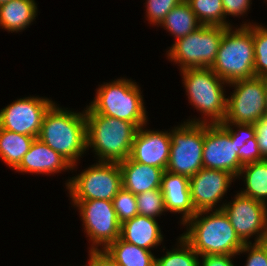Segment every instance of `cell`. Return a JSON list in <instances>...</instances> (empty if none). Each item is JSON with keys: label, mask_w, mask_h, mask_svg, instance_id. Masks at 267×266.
Listing matches in <instances>:
<instances>
[{"label": "cell", "mask_w": 267, "mask_h": 266, "mask_svg": "<svg viewBox=\"0 0 267 266\" xmlns=\"http://www.w3.org/2000/svg\"><path fill=\"white\" fill-rule=\"evenodd\" d=\"M182 225L181 237L199 256H236L244 246L222 209L198 211Z\"/></svg>", "instance_id": "1"}, {"label": "cell", "mask_w": 267, "mask_h": 266, "mask_svg": "<svg viewBox=\"0 0 267 266\" xmlns=\"http://www.w3.org/2000/svg\"><path fill=\"white\" fill-rule=\"evenodd\" d=\"M54 103L45 113L37 138L58 152L71 165L72 170L87 150V123L82 112L67 110Z\"/></svg>", "instance_id": "2"}, {"label": "cell", "mask_w": 267, "mask_h": 266, "mask_svg": "<svg viewBox=\"0 0 267 266\" xmlns=\"http://www.w3.org/2000/svg\"><path fill=\"white\" fill-rule=\"evenodd\" d=\"M87 150L92 148L98 162L120 163L130 156L138 127L128 121L95 113L86 107Z\"/></svg>", "instance_id": "3"}, {"label": "cell", "mask_w": 267, "mask_h": 266, "mask_svg": "<svg viewBox=\"0 0 267 266\" xmlns=\"http://www.w3.org/2000/svg\"><path fill=\"white\" fill-rule=\"evenodd\" d=\"M182 82L190 105L205 117L188 119L189 123H222L227 111L225 88L228 85L211 68L181 70ZM225 84V86H223ZM224 88V89H223ZM207 116V117H206ZM207 118V119H206Z\"/></svg>", "instance_id": "4"}, {"label": "cell", "mask_w": 267, "mask_h": 266, "mask_svg": "<svg viewBox=\"0 0 267 266\" xmlns=\"http://www.w3.org/2000/svg\"><path fill=\"white\" fill-rule=\"evenodd\" d=\"M252 23L227 27L211 69L228 84L255 77Z\"/></svg>", "instance_id": "5"}, {"label": "cell", "mask_w": 267, "mask_h": 266, "mask_svg": "<svg viewBox=\"0 0 267 266\" xmlns=\"http://www.w3.org/2000/svg\"><path fill=\"white\" fill-rule=\"evenodd\" d=\"M88 105L95 113L134 123L138 128L147 124V112L141 89L136 82L119 78L101 84Z\"/></svg>", "instance_id": "6"}, {"label": "cell", "mask_w": 267, "mask_h": 266, "mask_svg": "<svg viewBox=\"0 0 267 266\" xmlns=\"http://www.w3.org/2000/svg\"><path fill=\"white\" fill-rule=\"evenodd\" d=\"M227 27L202 25L171 45L167 57L180 66L188 68H211Z\"/></svg>", "instance_id": "7"}, {"label": "cell", "mask_w": 267, "mask_h": 266, "mask_svg": "<svg viewBox=\"0 0 267 266\" xmlns=\"http://www.w3.org/2000/svg\"><path fill=\"white\" fill-rule=\"evenodd\" d=\"M65 184L71 201H112L122 188V173L119 163L96 162Z\"/></svg>", "instance_id": "8"}, {"label": "cell", "mask_w": 267, "mask_h": 266, "mask_svg": "<svg viewBox=\"0 0 267 266\" xmlns=\"http://www.w3.org/2000/svg\"><path fill=\"white\" fill-rule=\"evenodd\" d=\"M169 133L171 145L166 171L190 178L203 168L204 123L184 121Z\"/></svg>", "instance_id": "9"}, {"label": "cell", "mask_w": 267, "mask_h": 266, "mask_svg": "<svg viewBox=\"0 0 267 266\" xmlns=\"http://www.w3.org/2000/svg\"><path fill=\"white\" fill-rule=\"evenodd\" d=\"M79 210L84 232L91 241V250H104L120 237L121 223L118 221L112 201H71Z\"/></svg>", "instance_id": "10"}, {"label": "cell", "mask_w": 267, "mask_h": 266, "mask_svg": "<svg viewBox=\"0 0 267 266\" xmlns=\"http://www.w3.org/2000/svg\"><path fill=\"white\" fill-rule=\"evenodd\" d=\"M228 86L235 90L227 97V111L222 123L255 124L263 118L266 78L238 80Z\"/></svg>", "instance_id": "11"}, {"label": "cell", "mask_w": 267, "mask_h": 266, "mask_svg": "<svg viewBox=\"0 0 267 266\" xmlns=\"http://www.w3.org/2000/svg\"><path fill=\"white\" fill-rule=\"evenodd\" d=\"M222 209L228 216L230 224L244 244L250 242L251 236H257L254 243L267 241V205L251 197L237 193L230 202L222 203Z\"/></svg>", "instance_id": "12"}, {"label": "cell", "mask_w": 267, "mask_h": 266, "mask_svg": "<svg viewBox=\"0 0 267 266\" xmlns=\"http://www.w3.org/2000/svg\"><path fill=\"white\" fill-rule=\"evenodd\" d=\"M54 103L39 96L17 99L0 110V128L37 138L44 115Z\"/></svg>", "instance_id": "13"}, {"label": "cell", "mask_w": 267, "mask_h": 266, "mask_svg": "<svg viewBox=\"0 0 267 266\" xmlns=\"http://www.w3.org/2000/svg\"><path fill=\"white\" fill-rule=\"evenodd\" d=\"M239 145L219 124L204 123L203 168L229 172L237 178L243 167L238 158Z\"/></svg>", "instance_id": "14"}, {"label": "cell", "mask_w": 267, "mask_h": 266, "mask_svg": "<svg viewBox=\"0 0 267 266\" xmlns=\"http://www.w3.org/2000/svg\"><path fill=\"white\" fill-rule=\"evenodd\" d=\"M234 179L237 178L229 172L207 168H201L190 177L189 189L195 211L218 210L217 203L222 201Z\"/></svg>", "instance_id": "15"}, {"label": "cell", "mask_w": 267, "mask_h": 266, "mask_svg": "<svg viewBox=\"0 0 267 266\" xmlns=\"http://www.w3.org/2000/svg\"><path fill=\"white\" fill-rule=\"evenodd\" d=\"M147 124L138 128L130 158L138 163L155 166L166 171L170 155L171 137L167 131L144 129Z\"/></svg>", "instance_id": "16"}, {"label": "cell", "mask_w": 267, "mask_h": 266, "mask_svg": "<svg viewBox=\"0 0 267 266\" xmlns=\"http://www.w3.org/2000/svg\"><path fill=\"white\" fill-rule=\"evenodd\" d=\"M72 170V165L58 152L50 148L39 138H35L29 151L15 169L18 172L36 174H55Z\"/></svg>", "instance_id": "17"}, {"label": "cell", "mask_w": 267, "mask_h": 266, "mask_svg": "<svg viewBox=\"0 0 267 266\" xmlns=\"http://www.w3.org/2000/svg\"><path fill=\"white\" fill-rule=\"evenodd\" d=\"M161 191L167 212L181 213V224L197 213L191 202L188 177L164 171Z\"/></svg>", "instance_id": "18"}, {"label": "cell", "mask_w": 267, "mask_h": 266, "mask_svg": "<svg viewBox=\"0 0 267 266\" xmlns=\"http://www.w3.org/2000/svg\"><path fill=\"white\" fill-rule=\"evenodd\" d=\"M119 166L122 173V187L133 194L161 189L163 169L138 163L130 157L120 162Z\"/></svg>", "instance_id": "19"}, {"label": "cell", "mask_w": 267, "mask_h": 266, "mask_svg": "<svg viewBox=\"0 0 267 266\" xmlns=\"http://www.w3.org/2000/svg\"><path fill=\"white\" fill-rule=\"evenodd\" d=\"M163 236L157 220L151 217L137 215L121 224L120 238L146 250L161 245Z\"/></svg>", "instance_id": "20"}, {"label": "cell", "mask_w": 267, "mask_h": 266, "mask_svg": "<svg viewBox=\"0 0 267 266\" xmlns=\"http://www.w3.org/2000/svg\"><path fill=\"white\" fill-rule=\"evenodd\" d=\"M35 0H11L0 5V27L7 32H22L36 19Z\"/></svg>", "instance_id": "21"}, {"label": "cell", "mask_w": 267, "mask_h": 266, "mask_svg": "<svg viewBox=\"0 0 267 266\" xmlns=\"http://www.w3.org/2000/svg\"><path fill=\"white\" fill-rule=\"evenodd\" d=\"M119 266H155L156 257L151 250L127 243L120 237L105 249Z\"/></svg>", "instance_id": "22"}, {"label": "cell", "mask_w": 267, "mask_h": 266, "mask_svg": "<svg viewBox=\"0 0 267 266\" xmlns=\"http://www.w3.org/2000/svg\"><path fill=\"white\" fill-rule=\"evenodd\" d=\"M240 176L246 187L239 193L267 205V159L243 165Z\"/></svg>", "instance_id": "23"}, {"label": "cell", "mask_w": 267, "mask_h": 266, "mask_svg": "<svg viewBox=\"0 0 267 266\" xmlns=\"http://www.w3.org/2000/svg\"><path fill=\"white\" fill-rule=\"evenodd\" d=\"M35 137L0 128V158L15 170L29 151Z\"/></svg>", "instance_id": "24"}, {"label": "cell", "mask_w": 267, "mask_h": 266, "mask_svg": "<svg viewBox=\"0 0 267 266\" xmlns=\"http://www.w3.org/2000/svg\"><path fill=\"white\" fill-rule=\"evenodd\" d=\"M160 26L171 33L175 40H178L197 30L202 24L189 4L183 0L166 15Z\"/></svg>", "instance_id": "25"}, {"label": "cell", "mask_w": 267, "mask_h": 266, "mask_svg": "<svg viewBox=\"0 0 267 266\" xmlns=\"http://www.w3.org/2000/svg\"><path fill=\"white\" fill-rule=\"evenodd\" d=\"M202 25L231 27L225 19L222 0H185ZM229 22V23H228Z\"/></svg>", "instance_id": "26"}, {"label": "cell", "mask_w": 267, "mask_h": 266, "mask_svg": "<svg viewBox=\"0 0 267 266\" xmlns=\"http://www.w3.org/2000/svg\"><path fill=\"white\" fill-rule=\"evenodd\" d=\"M176 248L167 250L162 257H156L155 266H200L199 255L180 236ZM199 258V259H198Z\"/></svg>", "instance_id": "27"}, {"label": "cell", "mask_w": 267, "mask_h": 266, "mask_svg": "<svg viewBox=\"0 0 267 266\" xmlns=\"http://www.w3.org/2000/svg\"><path fill=\"white\" fill-rule=\"evenodd\" d=\"M255 77L267 78V27L252 25Z\"/></svg>", "instance_id": "28"}, {"label": "cell", "mask_w": 267, "mask_h": 266, "mask_svg": "<svg viewBox=\"0 0 267 266\" xmlns=\"http://www.w3.org/2000/svg\"><path fill=\"white\" fill-rule=\"evenodd\" d=\"M138 215L156 219L166 212L161 189H152L136 195Z\"/></svg>", "instance_id": "29"}, {"label": "cell", "mask_w": 267, "mask_h": 266, "mask_svg": "<svg viewBox=\"0 0 267 266\" xmlns=\"http://www.w3.org/2000/svg\"><path fill=\"white\" fill-rule=\"evenodd\" d=\"M112 203L121 224L138 215L136 195L123 187L112 199Z\"/></svg>", "instance_id": "30"}, {"label": "cell", "mask_w": 267, "mask_h": 266, "mask_svg": "<svg viewBox=\"0 0 267 266\" xmlns=\"http://www.w3.org/2000/svg\"><path fill=\"white\" fill-rule=\"evenodd\" d=\"M183 0H146V16L150 24L160 26L166 15Z\"/></svg>", "instance_id": "31"}, {"label": "cell", "mask_w": 267, "mask_h": 266, "mask_svg": "<svg viewBox=\"0 0 267 266\" xmlns=\"http://www.w3.org/2000/svg\"><path fill=\"white\" fill-rule=\"evenodd\" d=\"M248 253L245 266H267V241L244 244L238 255Z\"/></svg>", "instance_id": "32"}, {"label": "cell", "mask_w": 267, "mask_h": 266, "mask_svg": "<svg viewBox=\"0 0 267 266\" xmlns=\"http://www.w3.org/2000/svg\"><path fill=\"white\" fill-rule=\"evenodd\" d=\"M219 124L230 134L232 141H237L239 148L242 147L249 139L253 138L256 135L254 124H243V123H219ZM232 126L236 129V131Z\"/></svg>", "instance_id": "33"}, {"label": "cell", "mask_w": 267, "mask_h": 266, "mask_svg": "<svg viewBox=\"0 0 267 266\" xmlns=\"http://www.w3.org/2000/svg\"><path fill=\"white\" fill-rule=\"evenodd\" d=\"M238 158L241 165H246L253 162H259L265 160L258 147V141L256 135L249 139L242 147L239 148Z\"/></svg>", "instance_id": "34"}, {"label": "cell", "mask_w": 267, "mask_h": 266, "mask_svg": "<svg viewBox=\"0 0 267 266\" xmlns=\"http://www.w3.org/2000/svg\"><path fill=\"white\" fill-rule=\"evenodd\" d=\"M251 0H222L223 9L225 12V19L228 16L240 17L247 14L250 9Z\"/></svg>", "instance_id": "35"}, {"label": "cell", "mask_w": 267, "mask_h": 266, "mask_svg": "<svg viewBox=\"0 0 267 266\" xmlns=\"http://www.w3.org/2000/svg\"><path fill=\"white\" fill-rule=\"evenodd\" d=\"M88 265L85 266H119L105 250H89ZM84 266V265H83Z\"/></svg>", "instance_id": "36"}, {"label": "cell", "mask_w": 267, "mask_h": 266, "mask_svg": "<svg viewBox=\"0 0 267 266\" xmlns=\"http://www.w3.org/2000/svg\"><path fill=\"white\" fill-rule=\"evenodd\" d=\"M254 125L261 155L264 159H267V120L262 118Z\"/></svg>", "instance_id": "37"}, {"label": "cell", "mask_w": 267, "mask_h": 266, "mask_svg": "<svg viewBox=\"0 0 267 266\" xmlns=\"http://www.w3.org/2000/svg\"><path fill=\"white\" fill-rule=\"evenodd\" d=\"M200 266H234L232 255H204L200 256Z\"/></svg>", "instance_id": "38"}, {"label": "cell", "mask_w": 267, "mask_h": 266, "mask_svg": "<svg viewBox=\"0 0 267 266\" xmlns=\"http://www.w3.org/2000/svg\"><path fill=\"white\" fill-rule=\"evenodd\" d=\"M263 118H265L267 120V78H266L265 108H264V116H263Z\"/></svg>", "instance_id": "39"}, {"label": "cell", "mask_w": 267, "mask_h": 266, "mask_svg": "<svg viewBox=\"0 0 267 266\" xmlns=\"http://www.w3.org/2000/svg\"><path fill=\"white\" fill-rule=\"evenodd\" d=\"M9 1H11V0H0V5H2V4H4V3H7V2H9Z\"/></svg>", "instance_id": "40"}]
</instances>
